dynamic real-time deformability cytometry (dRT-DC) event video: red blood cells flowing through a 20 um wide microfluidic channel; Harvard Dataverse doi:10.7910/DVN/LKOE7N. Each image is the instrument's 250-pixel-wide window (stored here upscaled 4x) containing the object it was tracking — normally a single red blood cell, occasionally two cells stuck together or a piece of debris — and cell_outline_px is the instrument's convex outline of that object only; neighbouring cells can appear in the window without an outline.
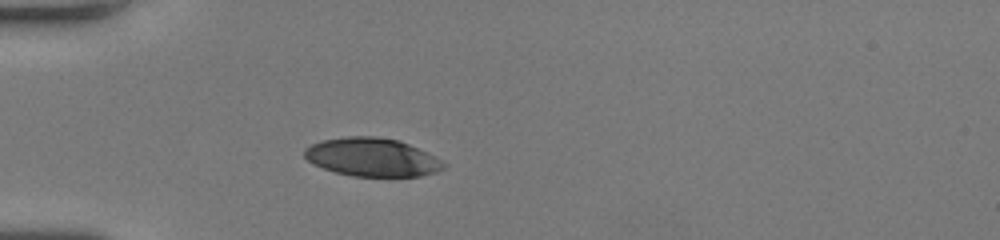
{"species": "human", "species_latin": "Homo sapiens", "temperature_condition": "room temperature", "stored_images_in_passage": 33, "camera_frame_rate_fps": 3000, "um_per_image_px": 0.085, "donor": {"sex": "female"}, "frame": {"image": 1, "passage_image": 1, "time_ms": 0.0, "image_size_px": [1000, 240], "cell_outline_px": [[416, 172], [408, 176], [368, 176], [344, 172], [320, 164], [336, 140], [392, 140], [400, 144]], "centroid_in_image_um": [31.37, 13.45], "position_along_channel_um": 53.6, "area_um2": 19.54}}
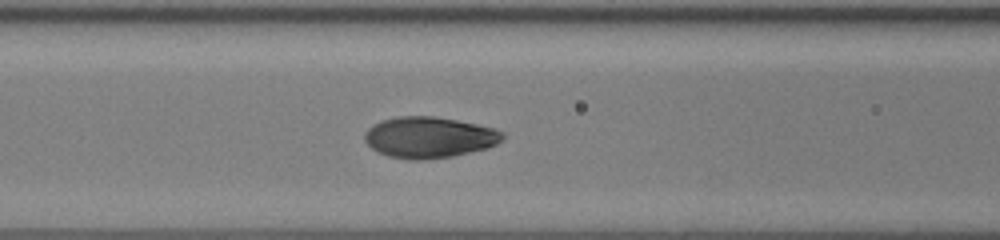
{"frame": {"image": 2, "passage_image": 8, "time_ms": 2.333, "image_size_px": [1000, 240], "cell_outline_px": [[492, 132], [488, 144], [456, 152], [428, 156], [412, 156], [392, 152], [400, 120], [444, 120], [464, 124], [480, 128]], "centroid_in_image_um": [37.17, 11.7], "position_along_channel_um": 129.4, "area_um2": 20.17}}
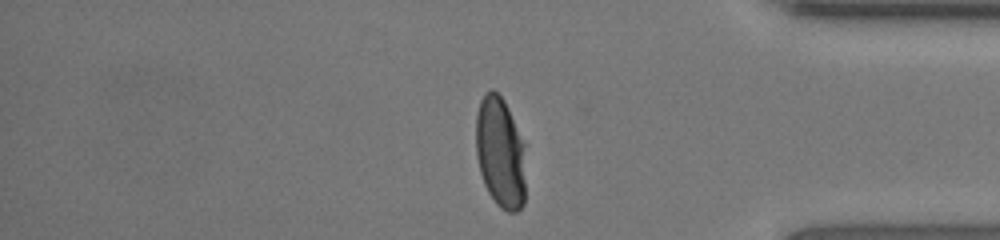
{"frame": {"image": 3, "passage_image": 29, "time_ms": 9.333, "image_size_px": [1000, 240], "cell_outline_px": [[524, 196], [520, 204], [516, 208], [496, 196], [492, 192], [484, 176], [480, 164], [480, 108], [484, 100], [492, 92], [504, 104], [512, 128], [524, 188]], "centroid_in_image_um": [42.48, 12.97], "position_along_channel_um": 392.7, "area_um2": 24.62}}